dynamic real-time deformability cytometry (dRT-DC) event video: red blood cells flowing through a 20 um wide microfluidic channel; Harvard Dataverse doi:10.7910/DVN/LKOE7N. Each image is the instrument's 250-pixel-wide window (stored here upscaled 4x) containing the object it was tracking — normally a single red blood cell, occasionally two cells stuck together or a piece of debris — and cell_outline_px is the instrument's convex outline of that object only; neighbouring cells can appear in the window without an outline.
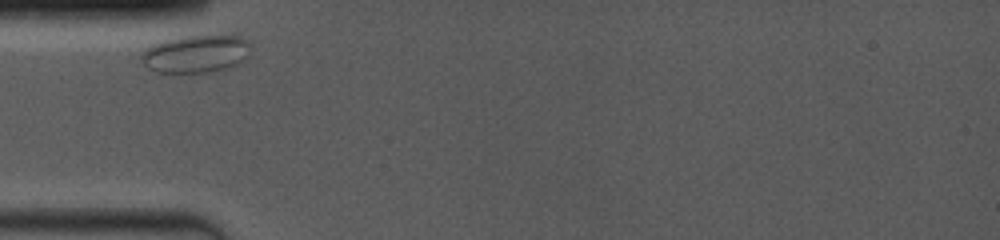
{"species": "common noctule bat (a hibernating species)", "species_latin": "Nyctalus noctula", "temperature_condition": "room temperature", "stored_images_in_passage": 24, "camera_frame_rate_fps": 4000, "um_per_image_px": 0.085, "animal": {"sex": "female", "body_mass_g": 19.0, "forearm_length_mm": 53.3}, "frame": {"image": 1, "passage_image": 1, "time_ms": 0.0, "image_size_px": [1000, 240], "cell_outline_px": [[252, 44], [248, 56], [232, 68], [212, 72], [156, 72], [148, 68], [140, 60], [140, 56], [152, 44], [164, 40], [184, 36], [232, 32], [248, 40]], "centroid_in_image_um": [16.75, 4.53], "position_along_channel_um": 68.3, "area_um2": 24.97}}
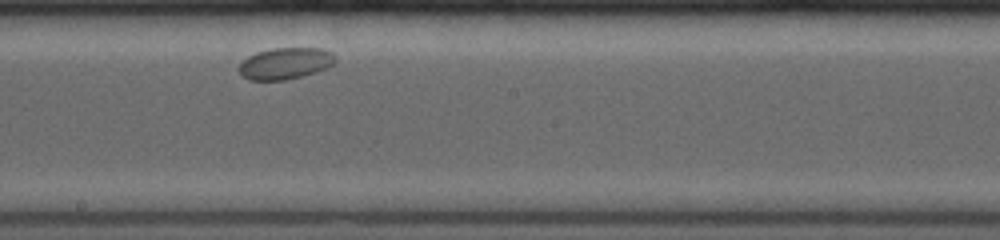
{"frame": {"image": 2, "passage_image": 10, "time_ms": 4.75, "image_size_px": [1000, 240], "cell_outline_px": [[336, 60], [332, 64], [316, 72], [284, 80], [248, 80], [240, 72], [240, 64], [248, 56], [256, 52], [272, 48], [324, 48], [332, 52], [336, 56]], "centroid_in_image_um": [24.27, 5.37], "position_along_channel_um": 223.9, "area_um2": 17.57}}
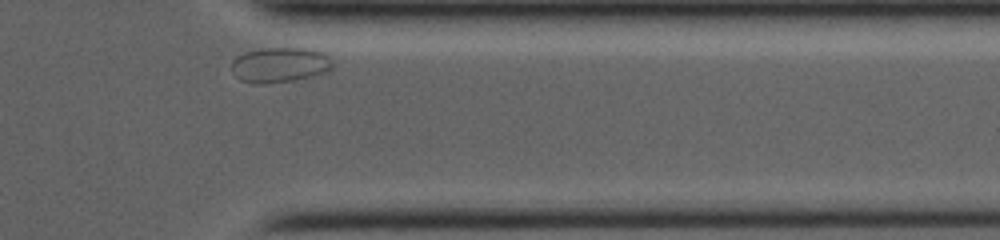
{"frame": {"image": 3, "passage_image": 24, "time_ms": 9.5, "image_size_px": [1000, 240], "cell_outline_px": [[332, 68], [328, 72], [312, 76], [292, 80], [264, 84], [252, 84], [240, 80], [236, 76], [232, 68], [232, 60], [236, 56], [244, 52], [260, 48], [316, 48], [324, 52], [332, 60]], "centroid_in_image_um": [23.8, 5.5], "position_along_channel_um": 387.6, "area_um2": 21.04}}